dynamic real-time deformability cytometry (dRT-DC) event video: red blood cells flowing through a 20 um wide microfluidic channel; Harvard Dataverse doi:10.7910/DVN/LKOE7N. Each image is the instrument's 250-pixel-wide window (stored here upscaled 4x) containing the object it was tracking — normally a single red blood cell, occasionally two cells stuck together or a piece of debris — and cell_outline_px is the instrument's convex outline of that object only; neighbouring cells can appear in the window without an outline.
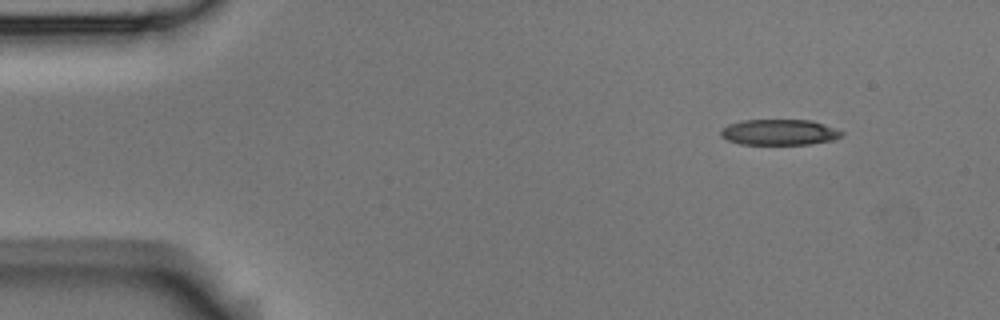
{"species": "Egyptian fruit bat (a non-hibernating species)", "species_latin": "Rousettus aegyptiacus", "temperature_condition": "room temperature", "stored_images_in_passage": 3, "camera_frame_rate_fps": 3000, "um_per_image_px": 0.085, "animal": {"sex": "male"}, "frame": {"image": 1, "passage_image": 1, "time_ms": 0.0, "image_size_px": [1000, 320], "cell_outline_px": [[844, 132], [840, 136], [832, 140], [808, 144], [740, 144], [728, 140], [720, 136], [720, 128], [728, 124], [740, 120], [812, 120], [836, 128]], "centroid_in_image_um": [66.2, 11.23], "position_along_channel_um": 18.8, "area_um2": 18.21}}
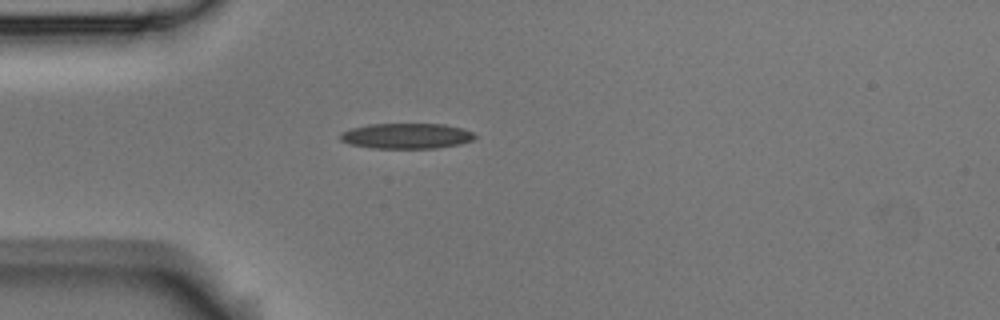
{"frame": {"image": 2, "passage_image": 3, "time_ms": 0.667, "image_size_px": [1000, 320], "cell_outline_px": [[476, 136], [472, 140], [460, 144], [436, 148], [372, 148], [348, 144], [340, 140], [340, 132], [352, 128], [368, 124], [444, 124], [460, 128], [472, 132]], "centroid_in_image_um": [34.51, 11.56], "position_along_channel_um": 50.5, "area_um2": 19.94}}